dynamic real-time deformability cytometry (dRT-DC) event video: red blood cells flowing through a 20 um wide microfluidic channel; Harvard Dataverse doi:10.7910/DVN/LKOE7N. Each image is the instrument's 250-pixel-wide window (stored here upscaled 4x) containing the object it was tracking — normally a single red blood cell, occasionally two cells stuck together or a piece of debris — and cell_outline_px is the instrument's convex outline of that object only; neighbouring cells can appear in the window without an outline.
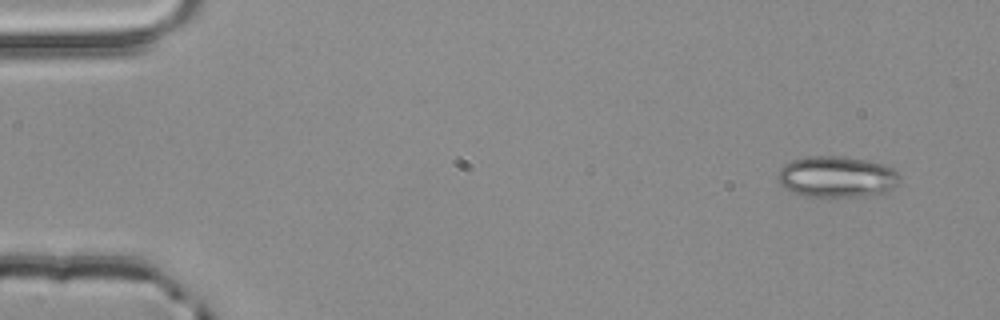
{"species": "common noctule bat (a hibernating species)", "species_latin": "Nyctalus noctula", "temperature_condition": "room temperature", "stored_images_in_passage": 4, "camera_frame_rate_fps": 3000, "um_per_image_px": 0.085, "animal": {"sex": "male", "body_mass_g": 20.4}, "frame": {"image": 1, "passage_image": 1, "time_ms": 0.0, "image_size_px": [1000, 320], "cell_outline_px": [[900, 180], [892, 188], [884, 192], [864, 196], [804, 196], [792, 192], [784, 188], [780, 184], [776, 176], [780, 168], [784, 164], [792, 160], [812, 156], [844, 156], [868, 160], [884, 164], [892, 168], [900, 176]], "centroid_in_image_um": [71.1, 15.02], "position_along_channel_um": 13.9, "area_um2": 29.3}}